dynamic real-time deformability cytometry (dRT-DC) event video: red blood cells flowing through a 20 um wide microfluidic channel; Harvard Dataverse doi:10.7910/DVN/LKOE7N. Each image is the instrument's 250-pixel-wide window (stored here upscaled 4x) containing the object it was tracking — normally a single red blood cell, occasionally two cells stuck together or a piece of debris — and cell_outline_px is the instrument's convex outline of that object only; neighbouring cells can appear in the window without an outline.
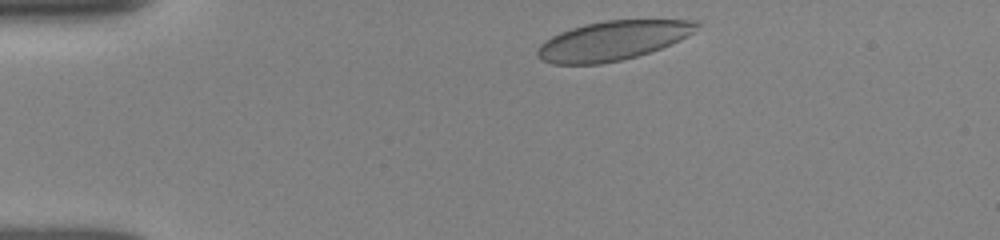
{"species": "human", "species_latin": "Homo sapiens", "temperature_condition": "room temperature", "stored_images_in_passage": 9, "camera_frame_rate_fps": 3000, "um_per_image_px": 0.085, "donor": {"sex": "female"}, "frame": {"image": 1, "passage_image": 1, "time_ms": 0.0, "image_size_px": [1000, 240], "cell_outline_px": [[700, 24], [688, 36], [672, 44], [636, 56], [620, 60], [600, 64], [552, 64], [540, 60], [536, 56], [536, 52], [540, 44], [544, 40], [560, 32], [584, 24], [604, 20], [700, 20]], "centroid_in_image_um": [52.05, 3.45], "position_along_channel_um": 33.0, "area_um2": 36.47}}
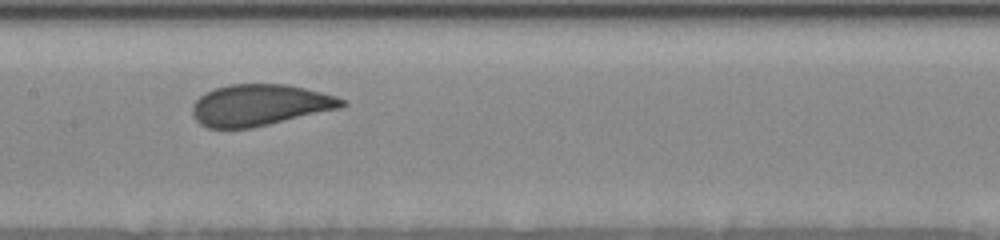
{"frame": {"image": 2, "passage_image": 6, "time_ms": 5.333, "image_size_px": [1000, 240], "cell_outline_px": [[348, 104], [340, 108], [252, 128], [208, 128], [200, 124], [196, 120], [192, 112], [192, 104], [204, 92], [228, 84], [288, 84], [336, 96], [348, 100]], "centroid_in_image_um": [22.08, 8.93], "position_along_channel_um": 185.3, "area_um2": 36.13}}
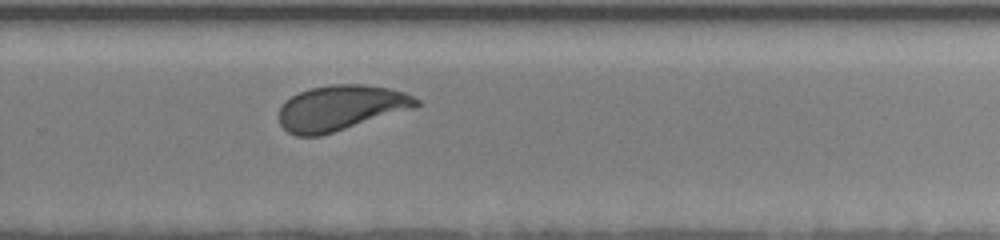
{"frame": {"image": 3, "passage_image": 9, "time_ms": 8.333, "image_size_px": [1000, 240], "cell_outline_px": [[420, 104], [416, 108], [320, 136], [296, 136], [288, 132], [280, 124], [280, 108], [284, 100], [308, 88], [332, 84], [364, 84], [388, 88], [404, 92], [420, 100]], "centroid_in_image_um": [28.97, 9.16], "position_along_channel_um": 300.8, "area_um2": 36.36}}